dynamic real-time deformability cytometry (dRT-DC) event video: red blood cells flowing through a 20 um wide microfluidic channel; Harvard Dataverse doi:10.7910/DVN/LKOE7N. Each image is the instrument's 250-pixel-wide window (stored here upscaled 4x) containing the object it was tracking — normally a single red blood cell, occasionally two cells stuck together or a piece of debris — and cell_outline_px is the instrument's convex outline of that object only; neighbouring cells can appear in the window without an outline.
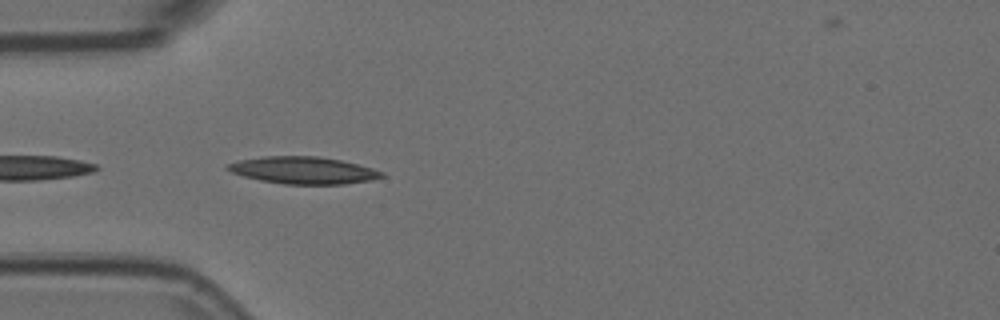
{"species": "Egyptian fruit bat (a non-hibernating species)", "species_latin": "Rousettus aegyptiacus", "temperature_condition": "room temperature", "stored_images_in_passage": 5, "camera_frame_rate_fps": 3000, "um_per_image_px": 0.085, "animal": {"sex": "female"}, "frame": {"image": 1, "passage_image": 2, "time_ms": 0.333, "image_size_px": [1000, 320], "cell_outline_px": [[384, 176], [372, 180], [344, 184], [284, 184], [260, 180], [244, 176], [232, 172], [224, 168], [228, 164], [240, 160], [264, 156], [316, 156], [340, 160], [372, 168], [384, 172]], "centroid_in_image_um": [25.78, 14.48], "position_along_channel_um": 59.2, "area_um2": 24.16}}